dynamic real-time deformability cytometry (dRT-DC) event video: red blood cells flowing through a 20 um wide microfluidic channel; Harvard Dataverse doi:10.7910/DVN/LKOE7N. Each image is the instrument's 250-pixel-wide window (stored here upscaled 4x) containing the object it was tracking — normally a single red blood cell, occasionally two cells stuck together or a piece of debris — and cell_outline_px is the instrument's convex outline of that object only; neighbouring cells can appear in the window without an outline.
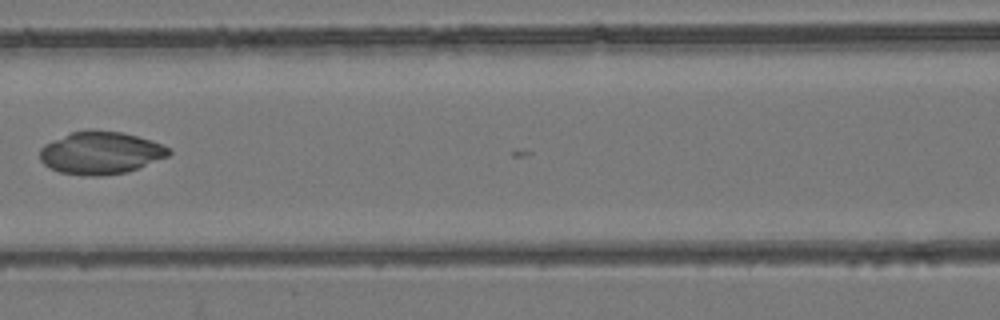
{"species": "common noctule bat (a hibernating species)", "species_latin": "Nyctalus noctula", "temperature_condition": "room temperature", "stored_images_in_passage": 8, "camera_frame_rate_fps": 3000, "um_per_image_px": 0.085, "animal": {"sex": "female", "body_mass_g": 24.6, "forearm_length_mm": 56.2}, "frame": {"image": 1, "passage_image": 7, "time_ms": 8.0, "image_size_px": [1000, 320], "cell_outline_px": [[172, 152], [168, 156], [128, 172], [96, 176], [88, 176], [60, 172], [44, 164], [40, 160], [40, 148], [44, 144], [52, 140], [72, 132], [88, 128], [92, 128], [124, 132], [152, 140], [172, 148]], "centroid_in_image_um": [8.58, 12.96], "position_along_channel_um": 158.0, "area_um2": 32.37}}